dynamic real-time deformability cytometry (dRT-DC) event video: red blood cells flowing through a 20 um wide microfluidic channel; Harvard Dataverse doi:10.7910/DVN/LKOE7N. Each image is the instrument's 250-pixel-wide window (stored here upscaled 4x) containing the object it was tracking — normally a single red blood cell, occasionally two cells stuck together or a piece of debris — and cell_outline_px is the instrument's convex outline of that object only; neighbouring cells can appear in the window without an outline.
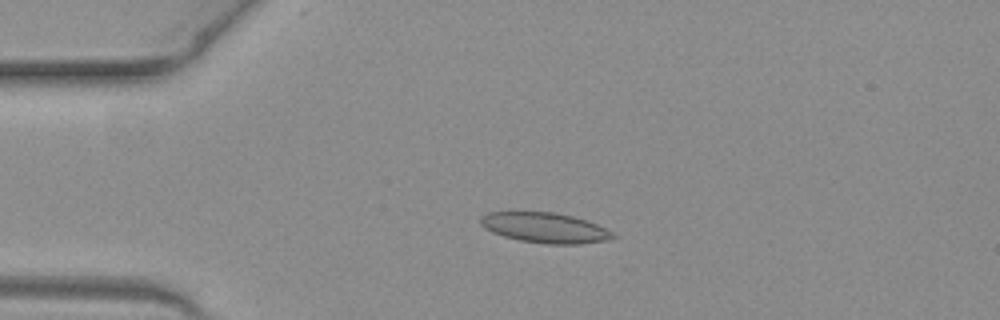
{"species": "common noctule bat (a hibernating species)", "species_latin": "Nyctalus noctula", "temperature_condition": "warm", "stored_images_in_passage": 51, "camera_frame_rate_fps": 3000, "um_per_image_px": 0.085, "animal": {"sex": "female", "body_mass_g": 19.3, "forearm_length_mm": 54.1}, "frame": {"image": 1, "passage_image": 12, "time_ms": 3.667, "image_size_px": [1000, 320], "cell_outline_px": [[616, 236], [604, 240], [580, 244], [548, 244], [520, 240], [504, 236], [492, 232], [484, 228], [480, 224], [480, 216], [488, 212], [556, 212], [588, 220], [612, 232]], "centroid_in_image_um": [46.28, 19.35], "position_along_channel_um": 38.7, "area_um2": 23.18}}
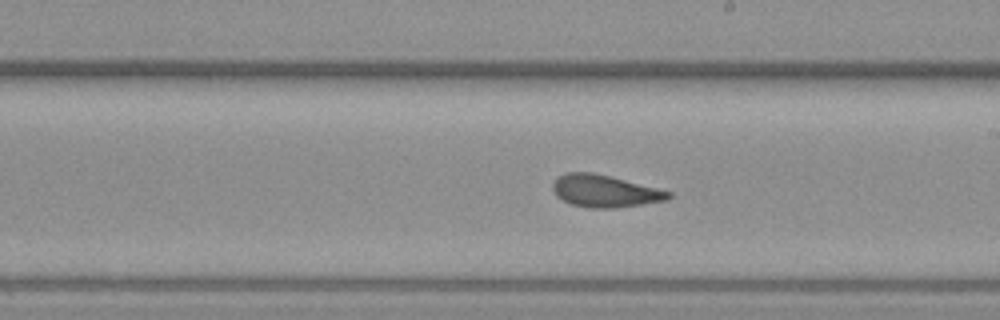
{"frame": {"image": 2, "passage_image": 29, "time_ms": 9.333, "image_size_px": [1000, 320], "cell_outline_px": [[672, 196], [668, 200], [616, 208], [592, 208], [572, 204], [556, 196], [552, 188], [552, 184], [560, 176], [568, 172], [592, 172], [672, 192]], "centroid_in_image_um": [51.41, 16.25], "position_along_channel_um": 237.6, "area_um2": 21.39}}
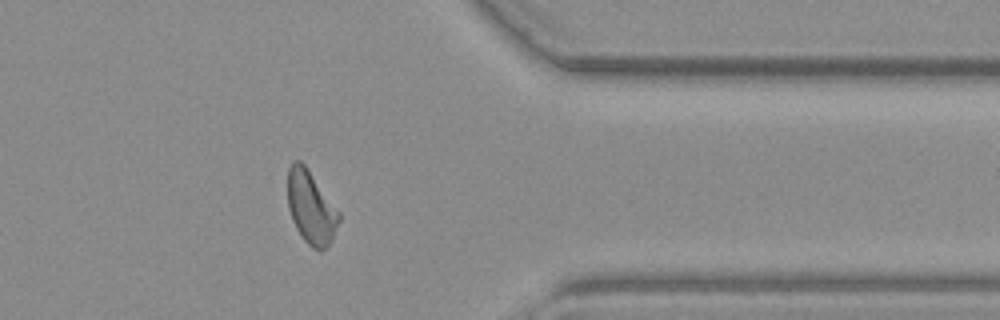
{"frame": {"image": 3, "passage_image": 41, "time_ms": 13.333, "image_size_px": [1000, 320], "cell_outline_px": [[340, 220], [332, 240], [320, 252], [312, 248], [304, 240], [296, 228], [292, 220], [288, 208], [288, 168], [292, 160], [300, 160], [304, 164], [340, 212]], "centroid_in_image_um": [26.43, 17.64], "position_along_channel_um": 385.0, "area_um2": 21.79}, "authors_computed_cell_mechanics": {"area_um2": 22.0218, "velocity_mm_per_s": 4.0662, "shape_relaxation_time_tau1_ms": 5.0041, "shape_relaxation_time_tau2_ms": 2.1244, "deformation_change_tau1": 0.1439, "deformation_change_tau2": 0.0952}}